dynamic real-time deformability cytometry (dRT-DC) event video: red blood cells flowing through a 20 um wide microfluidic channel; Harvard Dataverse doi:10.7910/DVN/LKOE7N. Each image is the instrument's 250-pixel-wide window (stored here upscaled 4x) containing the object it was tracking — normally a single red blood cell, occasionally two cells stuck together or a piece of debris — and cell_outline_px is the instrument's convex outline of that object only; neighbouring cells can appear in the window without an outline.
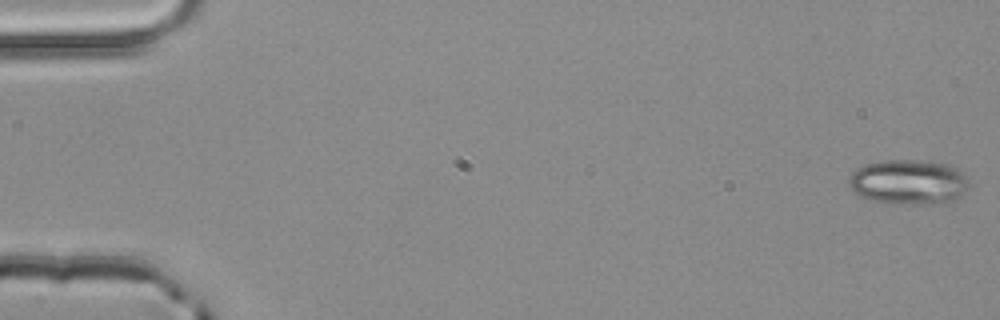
{"species": "common noctule bat (a hibernating species)", "species_latin": "Nyctalus noctula", "temperature_condition": "room temperature", "stored_images_in_passage": 5, "camera_frame_rate_fps": 3000, "um_per_image_px": 0.085, "animal": {"sex": "male", "body_mass_g": 20.4}, "frame": {"image": 1, "passage_image": 1, "time_ms": 0.0, "image_size_px": [1000, 320], "cell_outline_px": [[968, 188], [964, 192], [948, 204], [884, 204], [868, 200], [860, 196], [848, 184], [848, 176], [852, 172], [864, 164], [884, 160], [928, 160], [948, 164], [956, 168], [968, 176]], "centroid_in_image_um": [77.23, 15.48], "position_along_channel_um": 7.8, "area_um2": 32.19}}